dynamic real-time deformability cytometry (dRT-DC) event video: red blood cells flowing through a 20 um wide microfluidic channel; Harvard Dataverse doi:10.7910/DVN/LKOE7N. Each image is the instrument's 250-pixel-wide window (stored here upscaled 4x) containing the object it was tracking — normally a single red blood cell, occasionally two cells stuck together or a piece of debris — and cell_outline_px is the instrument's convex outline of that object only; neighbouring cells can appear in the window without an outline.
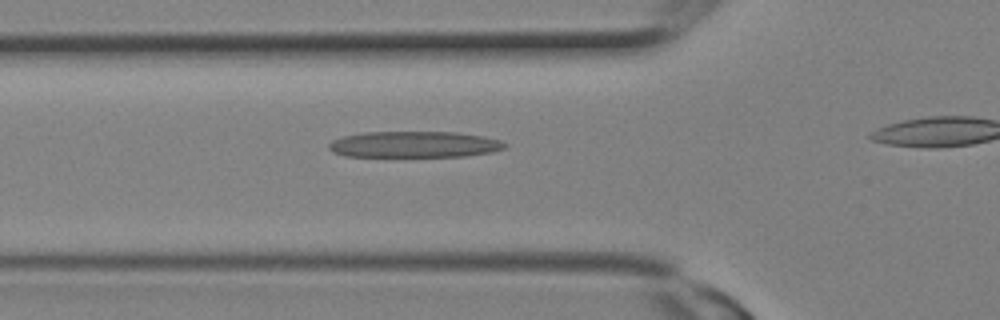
{"species": "Egyptian fruit bat (a non-hibernating species)", "species_latin": "Rousettus aegyptiacus", "temperature_condition": "room temperature", "stored_images_in_passage": 11, "camera_frame_rate_fps": 3000, "um_per_image_px": 0.085, "animal": {"sex": "female"}, "frame": {"image": 1, "passage_image": 7, "time_ms": 2.0, "image_size_px": [1000, 320], "cell_outline_px": [[508, 144], [504, 148], [492, 152], [464, 156], [344, 156], [332, 152], [328, 148], [328, 144], [332, 140], [344, 136], [364, 132], [456, 132], [484, 136], [500, 140]], "centroid_in_image_um": [35.21, 12.27], "position_along_channel_um": 90.6, "area_um2": 26.88}}
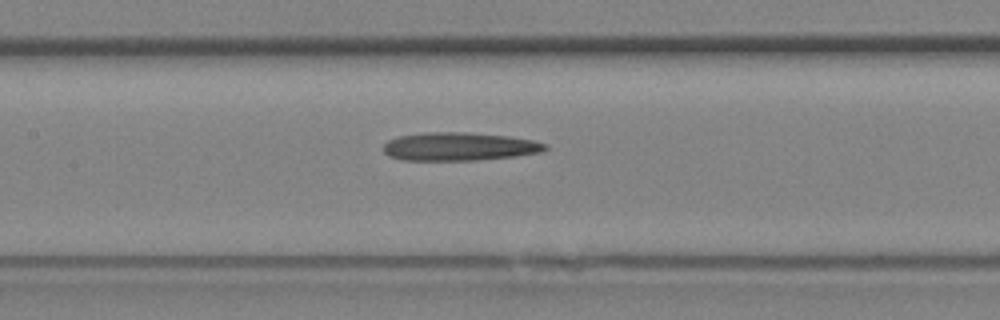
{"frame": {"image": 2, "passage_image": 10, "time_ms": 3.0, "image_size_px": [1000, 320], "cell_outline_px": [[548, 148], [540, 152], [512, 156], [476, 160], [400, 160], [388, 156], [384, 152], [384, 144], [388, 140], [400, 136], [424, 132], [468, 132], [508, 136], [532, 140], [548, 144]], "centroid_in_image_um": [39.0, 12.45], "position_along_channel_um": 168.4, "area_um2": 26.59}}